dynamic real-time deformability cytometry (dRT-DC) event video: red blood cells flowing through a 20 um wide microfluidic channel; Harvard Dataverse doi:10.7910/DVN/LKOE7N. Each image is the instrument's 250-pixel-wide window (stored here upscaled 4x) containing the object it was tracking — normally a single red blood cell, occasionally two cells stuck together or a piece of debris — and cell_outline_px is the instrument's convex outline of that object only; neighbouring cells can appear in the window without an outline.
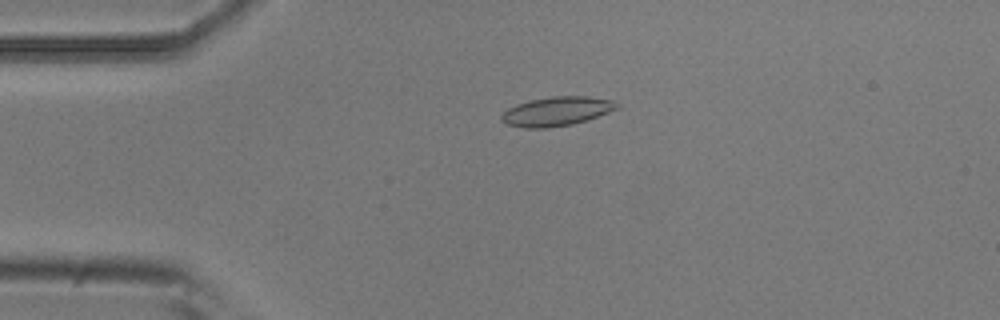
{"species": "common noctule bat (a hibernating species)", "species_latin": "Nyctalus noctula", "temperature_condition": "room temperature", "stored_images_in_passage": 5, "camera_frame_rate_fps": 3000, "um_per_image_px": 0.085, "animal": {"sex": "male", "body_mass_g": 20.5, "forearm_length_mm": 52.5}, "frame": {"image": 1, "passage_image": 3, "time_ms": 0.667, "image_size_px": [1000, 320], "cell_outline_px": [[620, 108], [588, 120], [572, 124], [548, 128], [524, 128], [508, 124], [500, 120], [500, 116], [508, 108], [516, 104], [532, 100], [552, 96], [588, 96], [612, 100], [620, 104]], "centroid_in_image_um": [47.35, 9.46], "position_along_channel_um": 37.7, "area_um2": 19.71}}
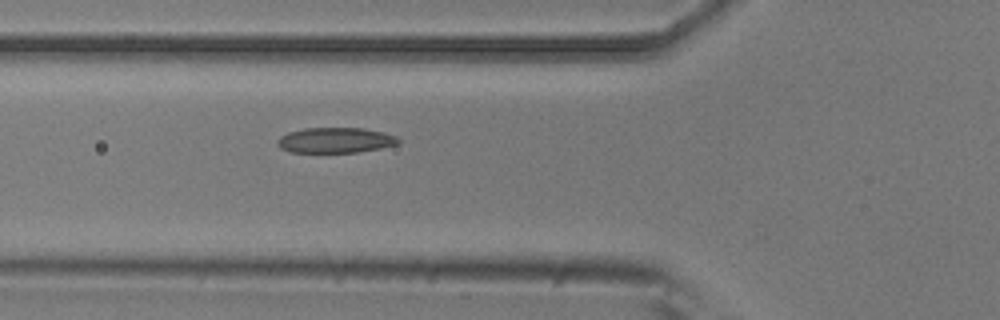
{"frame": {"image": 2, "passage_image": 5, "time_ms": 1.333, "image_size_px": [1000, 320], "cell_outline_px": [[400, 144], [380, 148], [356, 152], [292, 152], [280, 148], [276, 144], [276, 140], [280, 136], [288, 132], [304, 128], [364, 128], [384, 132], [396, 136], [400, 140]], "centroid_in_image_um": [28.5, 11.91], "position_along_channel_um": 97.3, "area_um2": 17.98}}